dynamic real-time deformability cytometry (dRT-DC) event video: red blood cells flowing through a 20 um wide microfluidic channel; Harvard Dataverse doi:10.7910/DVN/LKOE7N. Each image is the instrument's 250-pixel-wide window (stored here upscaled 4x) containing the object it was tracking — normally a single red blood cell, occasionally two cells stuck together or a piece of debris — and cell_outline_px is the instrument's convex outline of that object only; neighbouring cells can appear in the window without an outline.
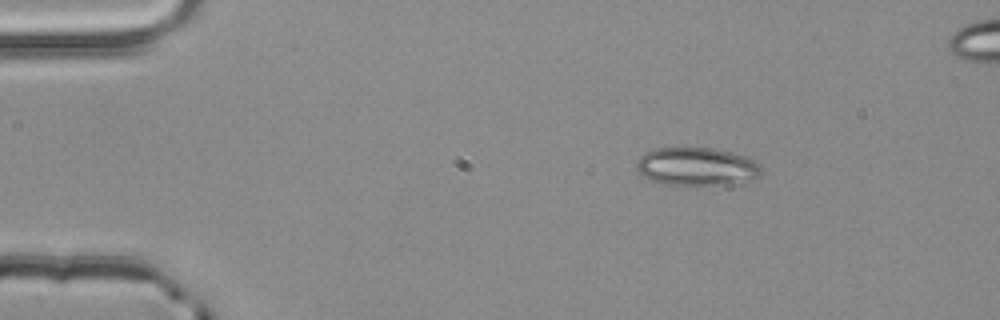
{"species": "common noctule bat (a hibernating species)", "species_latin": "Nyctalus noctula", "temperature_condition": "room temperature", "stored_images_in_passage": 3, "camera_frame_rate_fps": 3000, "um_per_image_px": 0.085, "animal": {"sex": "male", "body_mass_g": 20.4}, "frame": {"image": 1, "passage_image": 1, "time_ms": 0.0, "image_size_px": [1000, 320], "cell_outline_px": [[760, 176], [752, 180], [728, 184], [688, 188], [660, 184], [644, 176], [636, 168], [636, 160], [644, 152], [656, 148], [712, 148], [732, 152], [748, 156], [760, 164]], "centroid_in_image_um": [59.21, 14.2], "position_along_channel_um": 25.8, "area_um2": 28.73}}